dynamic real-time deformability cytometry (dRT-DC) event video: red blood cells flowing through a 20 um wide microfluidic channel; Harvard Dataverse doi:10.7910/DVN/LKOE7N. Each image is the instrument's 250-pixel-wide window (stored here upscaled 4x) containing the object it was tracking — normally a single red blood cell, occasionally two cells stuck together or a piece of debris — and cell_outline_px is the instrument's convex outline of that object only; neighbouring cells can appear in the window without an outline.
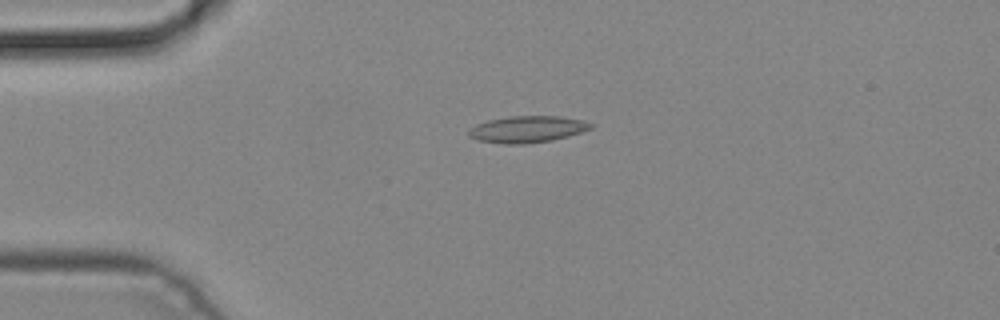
{"species": "common noctule bat (a hibernating species)", "species_latin": "Nyctalus noctula", "temperature_condition": "cold", "stored_images_in_passage": 3, "camera_frame_rate_fps": 3000, "um_per_image_px": 0.085, "animal": {"sex": "male", "body_mass_g": 19.2, "forearm_length_mm": 51.8}, "frame": {"image": 1, "passage_image": 2, "time_ms": 0.333, "image_size_px": [1000, 320], "cell_outline_px": [[596, 124], [592, 128], [568, 136], [552, 140], [524, 144], [504, 144], [476, 140], [468, 136], [468, 132], [476, 124], [488, 120], [508, 116], [560, 116], [580, 120]], "centroid_in_image_um": [44.81, 10.99], "position_along_channel_um": 40.2, "area_um2": 18.96}}